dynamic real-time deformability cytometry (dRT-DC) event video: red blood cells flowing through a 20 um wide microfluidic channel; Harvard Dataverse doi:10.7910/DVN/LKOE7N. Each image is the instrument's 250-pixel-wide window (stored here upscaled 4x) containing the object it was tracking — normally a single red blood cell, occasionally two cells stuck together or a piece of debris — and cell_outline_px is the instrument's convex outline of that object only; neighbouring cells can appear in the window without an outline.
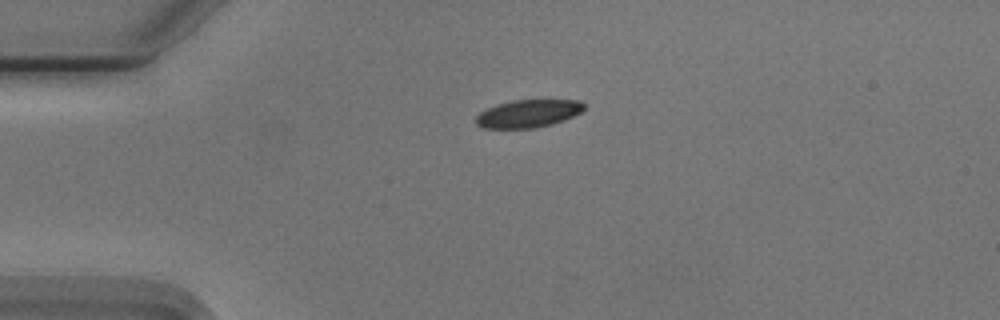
{"species": "Egyptian fruit bat (a non-hibernating species)", "species_latin": "Rousettus aegyptiacus", "temperature_condition": "cold", "stored_images_in_passage": 23, "camera_frame_rate_fps": 3000, "um_per_image_px": 0.085, "animal": {"sex": "male"}, "frame": {"image": 1, "passage_image": 1, "time_ms": 0.0, "image_size_px": [1000, 320], "cell_outline_px": [[584, 108], [580, 112], [564, 120], [552, 124], [536, 128], [484, 128], [476, 124], [476, 116], [480, 112], [496, 104], [512, 100], [580, 100], [584, 104]], "centroid_in_image_um": [44.88, 9.65], "position_along_channel_um": 40.1, "area_um2": 17.46}}
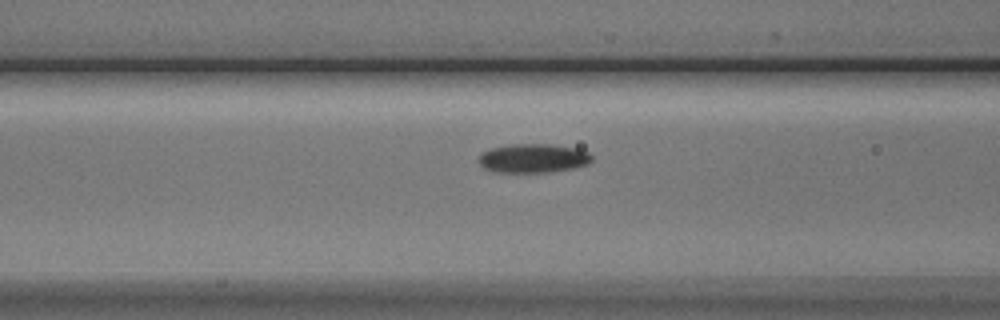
{"frame": {"image": 2, "passage_image": 10, "time_ms": 3.0, "image_size_px": [1000, 320], "cell_outline_px": [[592, 160], [588, 164], [576, 168], [552, 172], [496, 172], [484, 168], [476, 160], [480, 152], [492, 148], [512, 144], [552, 144], [580, 148], [588, 152], [592, 156]], "centroid_in_image_um": [45.33, 13.45], "position_along_channel_um": 121.3, "area_um2": 19.48}}
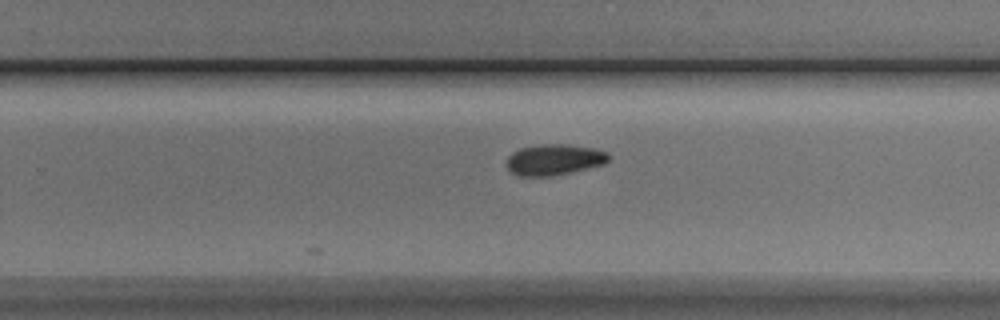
{"frame": {"image": 3, "passage_image": 23, "time_ms": 7.333, "image_size_px": [1000, 320], "cell_outline_px": [[608, 160], [604, 164], [568, 172], [548, 176], [520, 176], [512, 172], [508, 168], [508, 156], [512, 152], [520, 148], [540, 144], [568, 144], [596, 148], [608, 152]], "centroid_in_image_um": [47.11, 13.55], "position_along_channel_um": 282.7, "area_um2": 18.21}}